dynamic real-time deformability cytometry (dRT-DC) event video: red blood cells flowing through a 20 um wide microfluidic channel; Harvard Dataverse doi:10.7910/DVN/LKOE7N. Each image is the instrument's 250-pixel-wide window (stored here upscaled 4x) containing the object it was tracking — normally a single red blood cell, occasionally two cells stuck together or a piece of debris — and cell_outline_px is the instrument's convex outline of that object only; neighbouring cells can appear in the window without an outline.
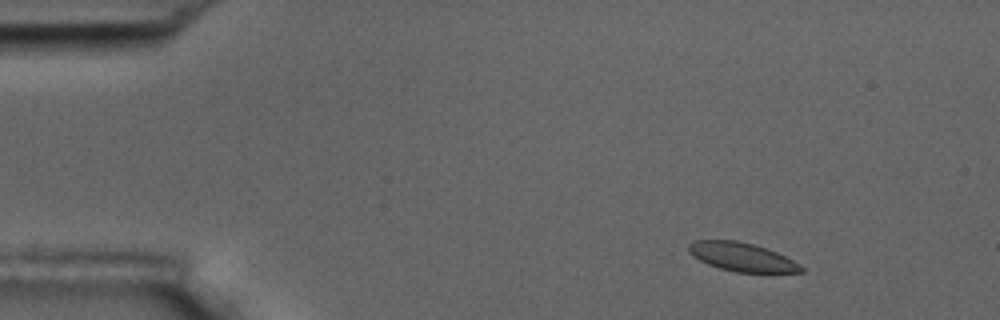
{"species": "common noctule bat (a hibernating species)", "species_latin": "Nyctalus noctula", "temperature_condition": "room temperature", "stored_images_in_passage": 10, "camera_frame_rate_fps": 3000, "um_per_image_px": 0.085, "animal": {"sex": "male", "body_mass_g": 17.5, "forearm_length_mm": 52.3}, "frame": {"image": 1, "passage_image": 1, "time_ms": 0.0, "image_size_px": [1000, 320], "cell_outline_px": [[804, 272], [736, 272], [720, 268], [708, 264], [692, 256], [688, 252], [688, 244], [696, 240], [736, 240], [752, 244], [776, 252], [800, 264], [804, 268]], "centroid_in_image_um": [63.03, 21.84], "position_along_channel_um": 22.0, "area_um2": 18.55}}
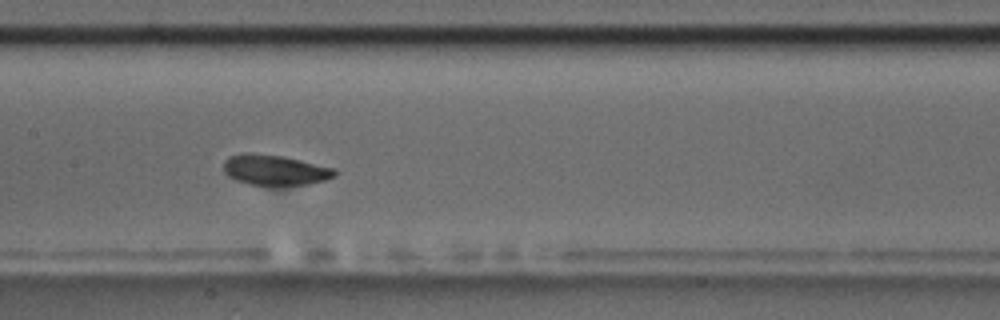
{"frame": {"image": 2, "passage_image": 7, "time_ms": 7.0, "image_size_px": [1000, 320], "cell_outline_px": [[336, 176], [324, 180], [308, 184], [248, 184], [236, 180], [228, 176], [224, 172], [224, 160], [228, 156], [240, 152], [252, 152], [280, 156], [300, 160], [336, 168]], "centroid_in_image_um": [23.33, 14.42], "position_along_channel_um": 184.1, "area_um2": 19.59}}
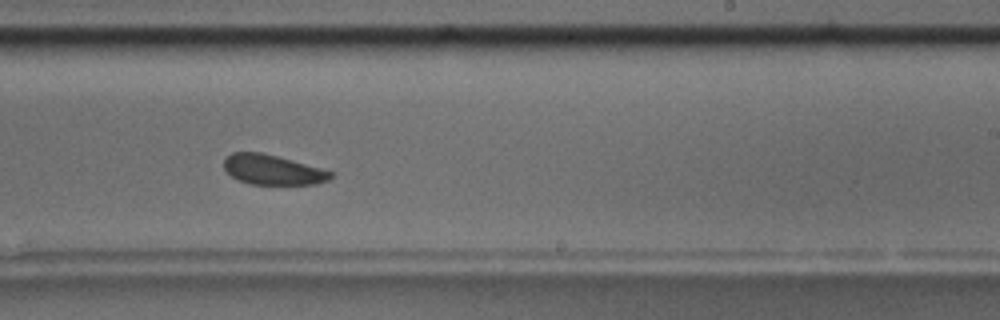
{"frame": {"image": 3, "passage_image": 9, "time_ms": 9.333, "image_size_px": [1000, 320], "cell_outline_px": [[332, 176], [328, 180], [316, 184], [248, 184], [232, 176], [224, 168], [224, 160], [232, 152], [260, 152], [276, 156], [320, 168], [332, 172]], "centroid_in_image_um": [23.15, 14.43], "position_along_channel_um": 265.8, "area_um2": 18.26}}